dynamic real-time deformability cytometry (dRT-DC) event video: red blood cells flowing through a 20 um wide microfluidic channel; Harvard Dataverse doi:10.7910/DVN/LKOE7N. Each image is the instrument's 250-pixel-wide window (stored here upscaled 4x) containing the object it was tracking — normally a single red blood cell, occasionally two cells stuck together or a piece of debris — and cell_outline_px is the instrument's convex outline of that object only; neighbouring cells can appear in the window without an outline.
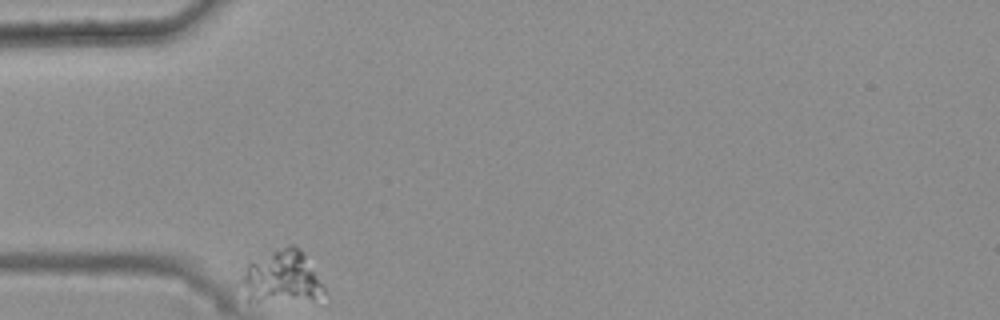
{"species": "common noctule bat (a hibernating species)", "species_latin": "Nyctalus noctula", "temperature_condition": "warm", "stored_images_in_passage": 34, "camera_frame_rate_fps": 3000, "um_per_image_px": 0.085, "animal": {"sex": "female", "body_mass_g": 25.1}, "frame": {"image": 1, "passage_image": 1, "time_ms": 0.0, "image_size_px": [1000, 320], "cell_outline_px": [[324, 296], [248, 304], [236, 284], [248, 264], [252, 260], [288, 244], [292, 244], [304, 252], [324, 288]], "centroid_in_image_um": [23.8, 23.57], "position_along_channel_um": 61.2, "area_um2": 25.78}}
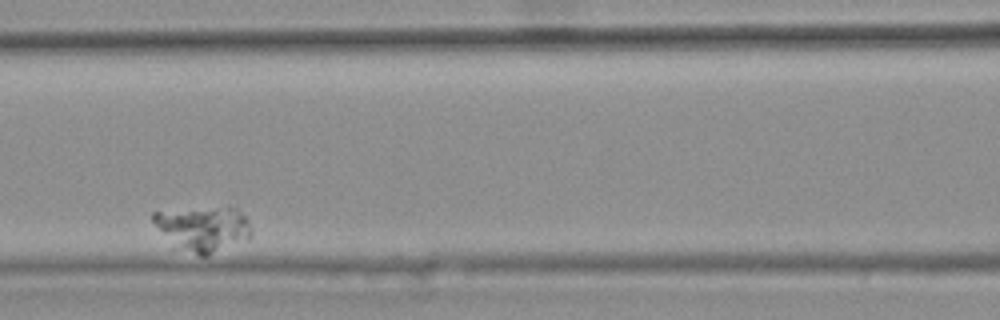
{"frame": {"image": 2, "passage_image": 12, "time_ms": 3.667, "image_size_px": [1000, 320], "cell_outline_px": [[252, 232], [248, 236], [208, 256], [200, 256], [180, 244], [164, 232], [152, 220], [152, 212], [228, 204], [236, 208], [248, 220]], "centroid_in_image_um": [17.35, 19.32], "position_along_channel_um": 149.2, "area_um2": 24.68}}
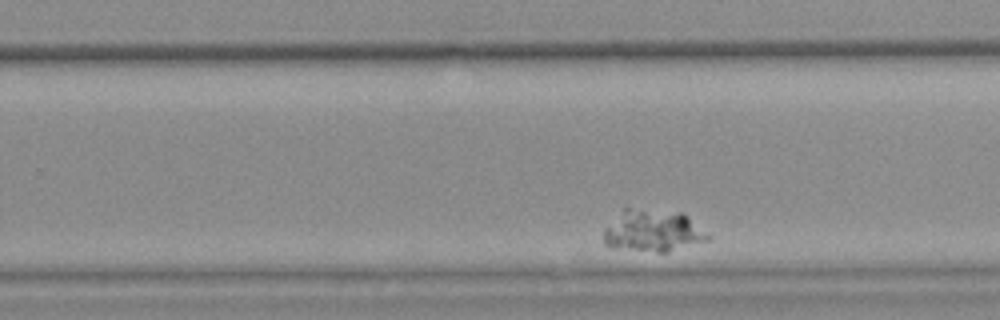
{"frame": {"image": 3, "passage_image": 25, "time_ms": 8.0, "image_size_px": [1000, 320], "cell_outline_px": [[712, 236], [708, 240], [668, 252], [656, 252], [612, 248], [604, 244], [604, 228], [624, 208], [628, 208], [680, 212], [688, 216]], "centroid_in_image_um": [55.5, 19.63], "position_along_channel_um": 274.3, "area_um2": 25.55}}